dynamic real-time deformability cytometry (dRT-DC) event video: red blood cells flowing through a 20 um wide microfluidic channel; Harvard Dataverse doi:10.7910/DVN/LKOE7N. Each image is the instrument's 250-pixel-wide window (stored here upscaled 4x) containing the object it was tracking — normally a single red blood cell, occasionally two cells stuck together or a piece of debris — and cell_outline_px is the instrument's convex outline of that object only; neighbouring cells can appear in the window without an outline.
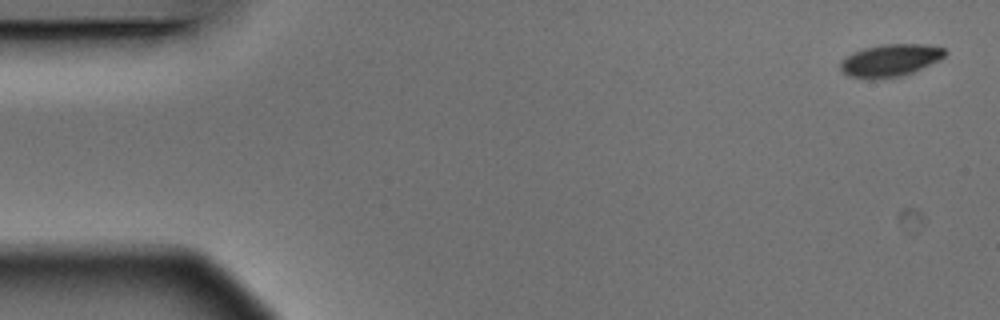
{"species": "Egyptian fruit bat (a non-hibernating species)", "species_latin": "Rousettus aegyptiacus", "temperature_condition": "warm", "stored_images_in_passage": 4, "camera_frame_rate_fps": 3000, "um_per_image_px": 0.085, "animal": {"sex": "male"}, "frame": {"image": 1, "passage_image": 1, "time_ms": 0.0, "image_size_px": [1000, 320], "cell_outline_px": [[948, 52], [940, 60], [912, 72], [900, 76], [872, 80], [848, 76], [840, 68], [840, 60], [844, 56], [852, 52], [864, 48], [884, 44], [928, 44], [944, 48]], "centroid_in_image_um": [75.65, 5.13], "position_along_channel_um": 9.4, "area_um2": 19.94}}